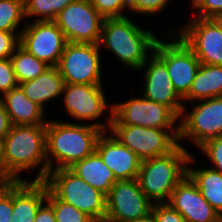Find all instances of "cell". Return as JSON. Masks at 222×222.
<instances>
[{
  "mask_svg": "<svg viewBox=\"0 0 222 222\" xmlns=\"http://www.w3.org/2000/svg\"><path fill=\"white\" fill-rule=\"evenodd\" d=\"M213 97H222V65L200 64L183 101L199 102Z\"/></svg>",
  "mask_w": 222,
  "mask_h": 222,
  "instance_id": "603a6c76",
  "label": "cell"
},
{
  "mask_svg": "<svg viewBox=\"0 0 222 222\" xmlns=\"http://www.w3.org/2000/svg\"><path fill=\"white\" fill-rule=\"evenodd\" d=\"M44 182L59 200L75 206L92 220L106 217V195L69 168L49 171Z\"/></svg>",
  "mask_w": 222,
  "mask_h": 222,
  "instance_id": "5b68a950",
  "label": "cell"
},
{
  "mask_svg": "<svg viewBox=\"0 0 222 222\" xmlns=\"http://www.w3.org/2000/svg\"><path fill=\"white\" fill-rule=\"evenodd\" d=\"M64 105L68 114L78 120L99 119L107 109L103 85L66 84L63 93Z\"/></svg>",
  "mask_w": 222,
  "mask_h": 222,
  "instance_id": "2e32d148",
  "label": "cell"
},
{
  "mask_svg": "<svg viewBox=\"0 0 222 222\" xmlns=\"http://www.w3.org/2000/svg\"><path fill=\"white\" fill-rule=\"evenodd\" d=\"M13 212V184L0 186V222H10Z\"/></svg>",
  "mask_w": 222,
  "mask_h": 222,
  "instance_id": "e575fe53",
  "label": "cell"
},
{
  "mask_svg": "<svg viewBox=\"0 0 222 222\" xmlns=\"http://www.w3.org/2000/svg\"><path fill=\"white\" fill-rule=\"evenodd\" d=\"M157 40L153 32L138 27L127 16L114 17L104 19L99 46H106L124 66L139 71Z\"/></svg>",
  "mask_w": 222,
  "mask_h": 222,
  "instance_id": "3957f363",
  "label": "cell"
},
{
  "mask_svg": "<svg viewBox=\"0 0 222 222\" xmlns=\"http://www.w3.org/2000/svg\"><path fill=\"white\" fill-rule=\"evenodd\" d=\"M12 127L9 115L5 110L2 100L0 99V141L9 133Z\"/></svg>",
  "mask_w": 222,
  "mask_h": 222,
  "instance_id": "f35d334b",
  "label": "cell"
},
{
  "mask_svg": "<svg viewBox=\"0 0 222 222\" xmlns=\"http://www.w3.org/2000/svg\"><path fill=\"white\" fill-rule=\"evenodd\" d=\"M185 110L180 117L178 141L190 138L199 148L207 140L222 136V97L204 99L189 113Z\"/></svg>",
  "mask_w": 222,
  "mask_h": 222,
  "instance_id": "8fae6325",
  "label": "cell"
},
{
  "mask_svg": "<svg viewBox=\"0 0 222 222\" xmlns=\"http://www.w3.org/2000/svg\"><path fill=\"white\" fill-rule=\"evenodd\" d=\"M169 0H129V10L140 14H156L161 12Z\"/></svg>",
  "mask_w": 222,
  "mask_h": 222,
  "instance_id": "d6a6232c",
  "label": "cell"
},
{
  "mask_svg": "<svg viewBox=\"0 0 222 222\" xmlns=\"http://www.w3.org/2000/svg\"><path fill=\"white\" fill-rule=\"evenodd\" d=\"M191 2L192 7L200 11L192 13L195 17L211 18L222 14V0H192Z\"/></svg>",
  "mask_w": 222,
  "mask_h": 222,
  "instance_id": "836d02e7",
  "label": "cell"
},
{
  "mask_svg": "<svg viewBox=\"0 0 222 222\" xmlns=\"http://www.w3.org/2000/svg\"><path fill=\"white\" fill-rule=\"evenodd\" d=\"M177 35L201 64L222 65V33L210 18L193 17Z\"/></svg>",
  "mask_w": 222,
  "mask_h": 222,
  "instance_id": "5bb4252c",
  "label": "cell"
},
{
  "mask_svg": "<svg viewBox=\"0 0 222 222\" xmlns=\"http://www.w3.org/2000/svg\"><path fill=\"white\" fill-rule=\"evenodd\" d=\"M90 222H110V221L104 218V219L91 220Z\"/></svg>",
  "mask_w": 222,
  "mask_h": 222,
  "instance_id": "7bdbcfd3",
  "label": "cell"
},
{
  "mask_svg": "<svg viewBox=\"0 0 222 222\" xmlns=\"http://www.w3.org/2000/svg\"><path fill=\"white\" fill-rule=\"evenodd\" d=\"M46 203H43L38 209L34 222H57L53 207L48 202Z\"/></svg>",
  "mask_w": 222,
  "mask_h": 222,
  "instance_id": "74e56055",
  "label": "cell"
},
{
  "mask_svg": "<svg viewBox=\"0 0 222 222\" xmlns=\"http://www.w3.org/2000/svg\"><path fill=\"white\" fill-rule=\"evenodd\" d=\"M104 19L91 0H75L59 12L54 22L67 42L99 44Z\"/></svg>",
  "mask_w": 222,
  "mask_h": 222,
  "instance_id": "9c48e42d",
  "label": "cell"
},
{
  "mask_svg": "<svg viewBox=\"0 0 222 222\" xmlns=\"http://www.w3.org/2000/svg\"><path fill=\"white\" fill-rule=\"evenodd\" d=\"M24 17L25 7L18 0H0V31L16 33Z\"/></svg>",
  "mask_w": 222,
  "mask_h": 222,
  "instance_id": "4316f807",
  "label": "cell"
},
{
  "mask_svg": "<svg viewBox=\"0 0 222 222\" xmlns=\"http://www.w3.org/2000/svg\"><path fill=\"white\" fill-rule=\"evenodd\" d=\"M167 203L187 222H217L221 218L188 175L177 184Z\"/></svg>",
  "mask_w": 222,
  "mask_h": 222,
  "instance_id": "e0dca14e",
  "label": "cell"
},
{
  "mask_svg": "<svg viewBox=\"0 0 222 222\" xmlns=\"http://www.w3.org/2000/svg\"><path fill=\"white\" fill-rule=\"evenodd\" d=\"M99 44L67 42L56 66L66 84L102 85Z\"/></svg>",
  "mask_w": 222,
  "mask_h": 222,
  "instance_id": "52a82bcc",
  "label": "cell"
},
{
  "mask_svg": "<svg viewBox=\"0 0 222 222\" xmlns=\"http://www.w3.org/2000/svg\"><path fill=\"white\" fill-rule=\"evenodd\" d=\"M54 210L57 222H90L92 219L75 206L59 200L47 186V199Z\"/></svg>",
  "mask_w": 222,
  "mask_h": 222,
  "instance_id": "83f0119b",
  "label": "cell"
},
{
  "mask_svg": "<svg viewBox=\"0 0 222 222\" xmlns=\"http://www.w3.org/2000/svg\"><path fill=\"white\" fill-rule=\"evenodd\" d=\"M16 34L0 31V59L10 58L14 53L20 42V33Z\"/></svg>",
  "mask_w": 222,
  "mask_h": 222,
  "instance_id": "d590c367",
  "label": "cell"
},
{
  "mask_svg": "<svg viewBox=\"0 0 222 222\" xmlns=\"http://www.w3.org/2000/svg\"><path fill=\"white\" fill-rule=\"evenodd\" d=\"M64 85V79L57 67H50L37 78L20 83L18 86L30 100L45 109V102L61 96Z\"/></svg>",
  "mask_w": 222,
  "mask_h": 222,
  "instance_id": "7402d4cb",
  "label": "cell"
},
{
  "mask_svg": "<svg viewBox=\"0 0 222 222\" xmlns=\"http://www.w3.org/2000/svg\"><path fill=\"white\" fill-rule=\"evenodd\" d=\"M74 1L75 0H31L25 7V16H38L37 21H54L59 12Z\"/></svg>",
  "mask_w": 222,
  "mask_h": 222,
  "instance_id": "484cf974",
  "label": "cell"
},
{
  "mask_svg": "<svg viewBox=\"0 0 222 222\" xmlns=\"http://www.w3.org/2000/svg\"><path fill=\"white\" fill-rule=\"evenodd\" d=\"M19 180L8 170L3 153L2 141H0V186H9Z\"/></svg>",
  "mask_w": 222,
  "mask_h": 222,
  "instance_id": "8d00e7d4",
  "label": "cell"
},
{
  "mask_svg": "<svg viewBox=\"0 0 222 222\" xmlns=\"http://www.w3.org/2000/svg\"><path fill=\"white\" fill-rule=\"evenodd\" d=\"M219 28L220 32L222 33V14L221 15H215L210 18Z\"/></svg>",
  "mask_w": 222,
  "mask_h": 222,
  "instance_id": "ab89813d",
  "label": "cell"
},
{
  "mask_svg": "<svg viewBox=\"0 0 222 222\" xmlns=\"http://www.w3.org/2000/svg\"><path fill=\"white\" fill-rule=\"evenodd\" d=\"M18 84L33 80L50 68L40 61L20 44L10 57Z\"/></svg>",
  "mask_w": 222,
  "mask_h": 222,
  "instance_id": "d4e9b609",
  "label": "cell"
},
{
  "mask_svg": "<svg viewBox=\"0 0 222 222\" xmlns=\"http://www.w3.org/2000/svg\"><path fill=\"white\" fill-rule=\"evenodd\" d=\"M2 146L6 166L19 181H23L20 173L39 164L42 167L34 181L46 179V125H12L2 140Z\"/></svg>",
  "mask_w": 222,
  "mask_h": 222,
  "instance_id": "7a4b0ae2",
  "label": "cell"
},
{
  "mask_svg": "<svg viewBox=\"0 0 222 222\" xmlns=\"http://www.w3.org/2000/svg\"><path fill=\"white\" fill-rule=\"evenodd\" d=\"M192 161L194 156L181 144L168 155L143 160L137 176L141 190L154 204L167 203Z\"/></svg>",
  "mask_w": 222,
  "mask_h": 222,
  "instance_id": "277c9868",
  "label": "cell"
},
{
  "mask_svg": "<svg viewBox=\"0 0 222 222\" xmlns=\"http://www.w3.org/2000/svg\"><path fill=\"white\" fill-rule=\"evenodd\" d=\"M107 118V125L99 122L83 125L48 120L46 124L48 173L54 169L69 168L75 162L91 155L95 151L98 137L110 128L112 114ZM54 161L57 163L56 167L53 166Z\"/></svg>",
  "mask_w": 222,
  "mask_h": 222,
  "instance_id": "6da1fadb",
  "label": "cell"
},
{
  "mask_svg": "<svg viewBox=\"0 0 222 222\" xmlns=\"http://www.w3.org/2000/svg\"><path fill=\"white\" fill-rule=\"evenodd\" d=\"M127 222H154L152 214L147 215L146 217L136 219V220H131Z\"/></svg>",
  "mask_w": 222,
  "mask_h": 222,
  "instance_id": "60d3db41",
  "label": "cell"
},
{
  "mask_svg": "<svg viewBox=\"0 0 222 222\" xmlns=\"http://www.w3.org/2000/svg\"><path fill=\"white\" fill-rule=\"evenodd\" d=\"M172 38L167 43L158 39L153 53L166 65L173 87L183 99L201 63L178 35Z\"/></svg>",
  "mask_w": 222,
  "mask_h": 222,
  "instance_id": "30bf717a",
  "label": "cell"
},
{
  "mask_svg": "<svg viewBox=\"0 0 222 222\" xmlns=\"http://www.w3.org/2000/svg\"><path fill=\"white\" fill-rule=\"evenodd\" d=\"M187 175L203 197L222 217V173L213 168L195 170L189 167Z\"/></svg>",
  "mask_w": 222,
  "mask_h": 222,
  "instance_id": "cb8c5ba5",
  "label": "cell"
},
{
  "mask_svg": "<svg viewBox=\"0 0 222 222\" xmlns=\"http://www.w3.org/2000/svg\"><path fill=\"white\" fill-rule=\"evenodd\" d=\"M69 169L106 196L117 181L112 170L103 162L96 151L75 162Z\"/></svg>",
  "mask_w": 222,
  "mask_h": 222,
  "instance_id": "44dd1931",
  "label": "cell"
},
{
  "mask_svg": "<svg viewBox=\"0 0 222 222\" xmlns=\"http://www.w3.org/2000/svg\"><path fill=\"white\" fill-rule=\"evenodd\" d=\"M13 65L10 58L0 59V93L3 95L18 87ZM0 95V96H1Z\"/></svg>",
  "mask_w": 222,
  "mask_h": 222,
  "instance_id": "4dcf8cb0",
  "label": "cell"
},
{
  "mask_svg": "<svg viewBox=\"0 0 222 222\" xmlns=\"http://www.w3.org/2000/svg\"><path fill=\"white\" fill-rule=\"evenodd\" d=\"M19 44L40 61L56 67L67 40L54 21H37L20 30Z\"/></svg>",
  "mask_w": 222,
  "mask_h": 222,
  "instance_id": "4fadbf2b",
  "label": "cell"
},
{
  "mask_svg": "<svg viewBox=\"0 0 222 222\" xmlns=\"http://www.w3.org/2000/svg\"><path fill=\"white\" fill-rule=\"evenodd\" d=\"M111 124L135 125L156 129H179L180 118L163 104L144 97L111 105Z\"/></svg>",
  "mask_w": 222,
  "mask_h": 222,
  "instance_id": "ba28073f",
  "label": "cell"
},
{
  "mask_svg": "<svg viewBox=\"0 0 222 222\" xmlns=\"http://www.w3.org/2000/svg\"><path fill=\"white\" fill-rule=\"evenodd\" d=\"M151 202L141 190L137 179L117 180L106 196V219L127 222L151 214Z\"/></svg>",
  "mask_w": 222,
  "mask_h": 222,
  "instance_id": "7c38bea8",
  "label": "cell"
},
{
  "mask_svg": "<svg viewBox=\"0 0 222 222\" xmlns=\"http://www.w3.org/2000/svg\"><path fill=\"white\" fill-rule=\"evenodd\" d=\"M109 130L118 141L137 154L142 161L168 155L180 144L179 129L110 124Z\"/></svg>",
  "mask_w": 222,
  "mask_h": 222,
  "instance_id": "8992f818",
  "label": "cell"
},
{
  "mask_svg": "<svg viewBox=\"0 0 222 222\" xmlns=\"http://www.w3.org/2000/svg\"><path fill=\"white\" fill-rule=\"evenodd\" d=\"M12 125H46L44 109L30 100L18 86L0 96Z\"/></svg>",
  "mask_w": 222,
  "mask_h": 222,
  "instance_id": "ffe728a7",
  "label": "cell"
},
{
  "mask_svg": "<svg viewBox=\"0 0 222 222\" xmlns=\"http://www.w3.org/2000/svg\"><path fill=\"white\" fill-rule=\"evenodd\" d=\"M47 199L44 181H18L13 184V212L10 222H34L36 213Z\"/></svg>",
  "mask_w": 222,
  "mask_h": 222,
  "instance_id": "d6986e66",
  "label": "cell"
},
{
  "mask_svg": "<svg viewBox=\"0 0 222 222\" xmlns=\"http://www.w3.org/2000/svg\"><path fill=\"white\" fill-rule=\"evenodd\" d=\"M146 67L143 97L168 106L179 118L182 117L185 105L173 87L166 65L152 52L141 69Z\"/></svg>",
  "mask_w": 222,
  "mask_h": 222,
  "instance_id": "9a60e30c",
  "label": "cell"
},
{
  "mask_svg": "<svg viewBox=\"0 0 222 222\" xmlns=\"http://www.w3.org/2000/svg\"><path fill=\"white\" fill-rule=\"evenodd\" d=\"M151 214L154 222H187L186 219L168 203L153 204Z\"/></svg>",
  "mask_w": 222,
  "mask_h": 222,
  "instance_id": "1f68e13d",
  "label": "cell"
},
{
  "mask_svg": "<svg viewBox=\"0 0 222 222\" xmlns=\"http://www.w3.org/2000/svg\"><path fill=\"white\" fill-rule=\"evenodd\" d=\"M24 7L27 6V4L31 1V0H18Z\"/></svg>",
  "mask_w": 222,
  "mask_h": 222,
  "instance_id": "b9f144b4",
  "label": "cell"
},
{
  "mask_svg": "<svg viewBox=\"0 0 222 222\" xmlns=\"http://www.w3.org/2000/svg\"><path fill=\"white\" fill-rule=\"evenodd\" d=\"M199 149L213 163V169L222 173V136L207 140Z\"/></svg>",
  "mask_w": 222,
  "mask_h": 222,
  "instance_id": "f546056e",
  "label": "cell"
},
{
  "mask_svg": "<svg viewBox=\"0 0 222 222\" xmlns=\"http://www.w3.org/2000/svg\"><path fill=\"white\" fill-rule=\"evenodd\" d=\"M91 2L104 18L125 17L124 9L129 10V0H91Z\"/></svg>",
  "mask_w": 222,
  "mask_h": 222,
  "instance_id": "f1b7e54d",
  "label": "cell"
},
{
  "mask_svg": "<svg viewBox=\"0 0 222 222\" xmlns=\"http://www.w3.org/2000/svg\"><path fill=\"white\" fill-rule=\"evenodd\" d=\"M95 151L112 170L116 180L137 179L142 160L112 134L103 131L97 139Z\"/></svg>",
  "mask_w": 222,
  "mask_h": 222,
  "instance_id": "ac0fdd59",
  "label": "cell"
}]
</instances>
